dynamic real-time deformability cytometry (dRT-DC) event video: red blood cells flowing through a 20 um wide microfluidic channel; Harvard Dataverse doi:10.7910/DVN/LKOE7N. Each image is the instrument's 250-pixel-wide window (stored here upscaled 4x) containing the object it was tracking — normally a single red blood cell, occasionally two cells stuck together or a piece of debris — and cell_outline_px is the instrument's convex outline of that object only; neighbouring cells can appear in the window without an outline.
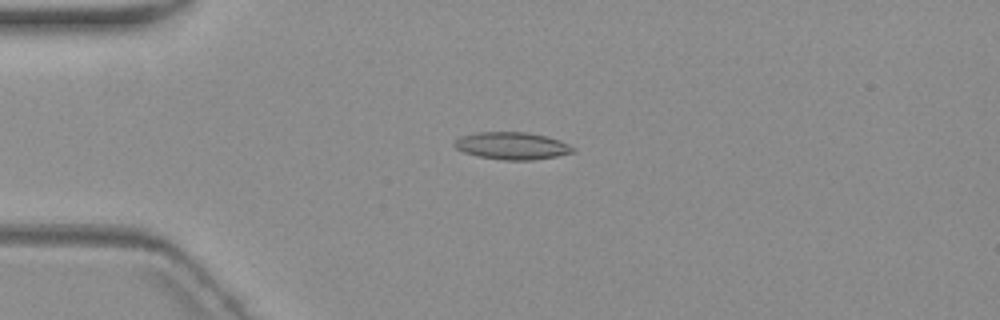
{"species": "common noctule bat (a hibernating species)", "species_latin": "Nyctalus noctula", "temperature_condition": "warm", "stored_images_in_passage": 5, "camera_frame_rate_fps": 3000, "um_per_image_px": 0.085, "animal": {"sex": "female", "body_mass_g": 19.3, "forearm_length_mm": 54.1}, "frame": {"image": 1, "passage_image": 4, "time_ms": 4.333, "image_size_px": [1000, 320], "cell_outline_px": [[576, 152], [556, 156], [532, 160], [504, 160], [476, 156], [464, 152], [456, 148], [452, 144], [460, 136], [476, 132], [528, 132], [548, 136], [560, 140], [576, 148]], "centroid_in_image_um": [43.54, 12.39], "position_along_channel_um": 41.5, "area_um2": 19.07}}